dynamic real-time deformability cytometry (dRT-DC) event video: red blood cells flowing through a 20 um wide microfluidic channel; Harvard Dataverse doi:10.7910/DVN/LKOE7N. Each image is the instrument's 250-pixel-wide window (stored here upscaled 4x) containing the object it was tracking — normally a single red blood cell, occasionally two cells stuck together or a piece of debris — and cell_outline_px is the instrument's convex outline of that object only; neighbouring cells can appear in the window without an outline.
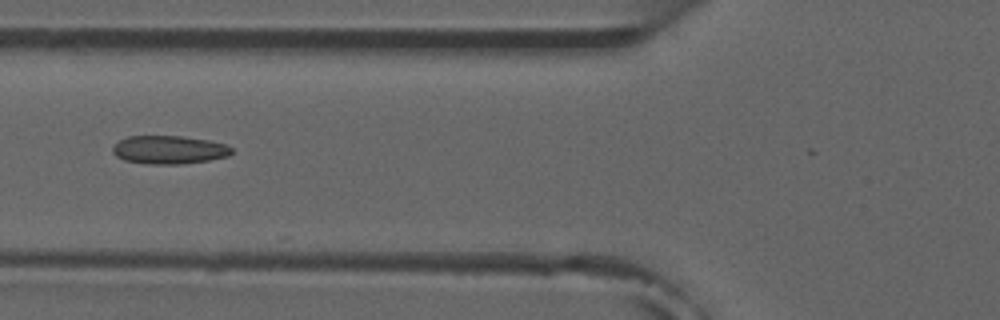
{"species": "common noctule bat (a hibernating species)", "species_latin": "Nyctalus noctula", "temperature_condition": "room temperature", "stored_images_in_passage": 7, "camera_frame_rate_fps": 3000, "um_per_image_px": 0.085, "animal": {"sex": "male", "forearm_length_mm": 52.5}, "frame": {"image": 1, "passage_image": 6, "time_ms": 5.667, "image_size_px": [1000, 320], "cell_outline_px": [[232, 152], [228, 156], [208, 160], [184, 164], [148, 164], [124, 160], [116, 156], [112, 152], [112, 144], [128, 136], [180, 136], [208, 140], [224, 144], [232, 148]], "centroid_in_image_um": [14.33, 12.73], "position_along_channel_um": 111.5, "area_um2": 19.65}}